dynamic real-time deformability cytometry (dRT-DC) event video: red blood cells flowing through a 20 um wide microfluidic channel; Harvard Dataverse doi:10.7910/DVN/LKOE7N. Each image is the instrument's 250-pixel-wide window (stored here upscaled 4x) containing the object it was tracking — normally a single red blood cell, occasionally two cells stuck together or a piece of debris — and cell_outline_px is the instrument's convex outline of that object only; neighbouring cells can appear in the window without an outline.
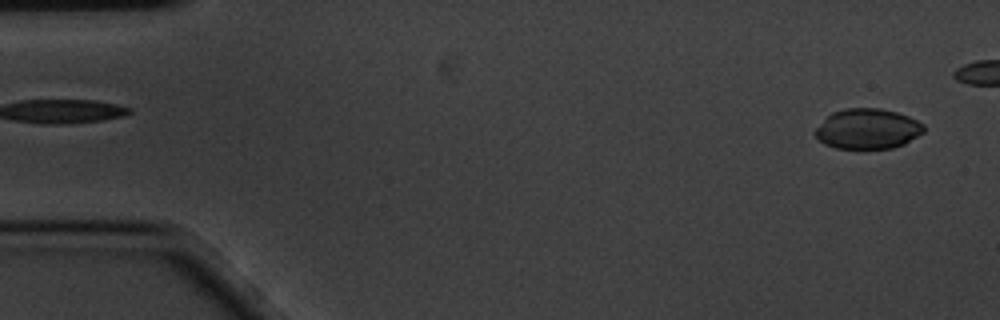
{"species": "common noctule bat (a hibernating species)", "species_latin": "Nyctalus noctula", "temperature_condition": "cold", "stored_images_in_passage": 6, "segment_of_instrument_passage": [2, 2], "camera_frame_rate_fps": 3000, "um_per_image_px": 0.085, "animal": {"sex": "male", "body_mass_g": 20.1, "forearm_length_mm": 53.5}, "frame": {"image": 1, "passage_image": 6, "time_ms": 1.667, "image_size_px": [1000, 320], "cell_outline_px": [[924, 132], [904, 144], [892, 148], [836, 148], [824, 144], [812, 132], [832, 112], [844, 108], [880, 108], [896, 112], [908, 116], [924, 124]], "centroid_in_image_um": [73.74, 10.95], "position_along_channel_um": 11.3, "area_um2": 25.37}}